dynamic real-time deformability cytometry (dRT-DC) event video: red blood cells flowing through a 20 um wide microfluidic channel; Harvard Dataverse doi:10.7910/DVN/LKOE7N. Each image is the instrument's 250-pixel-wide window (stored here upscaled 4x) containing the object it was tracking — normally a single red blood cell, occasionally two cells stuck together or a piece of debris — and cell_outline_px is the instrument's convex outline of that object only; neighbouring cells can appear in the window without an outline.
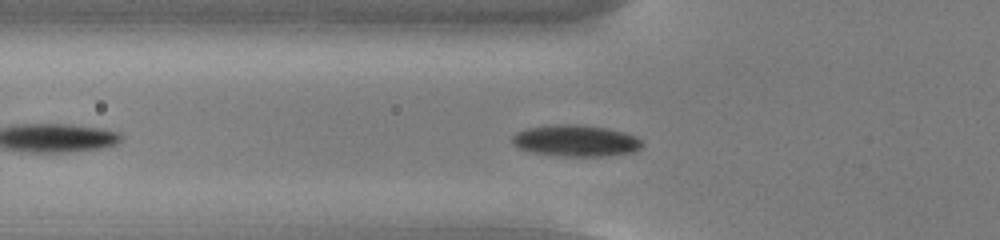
{"species": "common noctule bat (a hibernating species)", "species_latin": "Nyctalus noctula", "temperature_condition": "cold", "stored_images_in_passage": 13, "camera_frame_rate_fps": 3000, "um_per_image_px": 0.085, "animal": {"sex": "male", "body_mass_g": 13.0, "forearm_length_mm": 53.1}, "frame": {"image": 1, "passage_image": 8, "time_ms": 2.333, "image_size_px": [1000, 240], "cell_outline_px": [[644, 144], [636, 152], [604, 156], [564, 156], [532, 152], [520, 148], [512, 144], [512, 136], [516, 132], [524, 128], [552, 124], [580, 124], [604, 128], [624, 132], [636, 136]], "centroid_in_image_um": [48.93, 11.95], "position_along_channel_um": 76.9, "area_um2": 23.99}}